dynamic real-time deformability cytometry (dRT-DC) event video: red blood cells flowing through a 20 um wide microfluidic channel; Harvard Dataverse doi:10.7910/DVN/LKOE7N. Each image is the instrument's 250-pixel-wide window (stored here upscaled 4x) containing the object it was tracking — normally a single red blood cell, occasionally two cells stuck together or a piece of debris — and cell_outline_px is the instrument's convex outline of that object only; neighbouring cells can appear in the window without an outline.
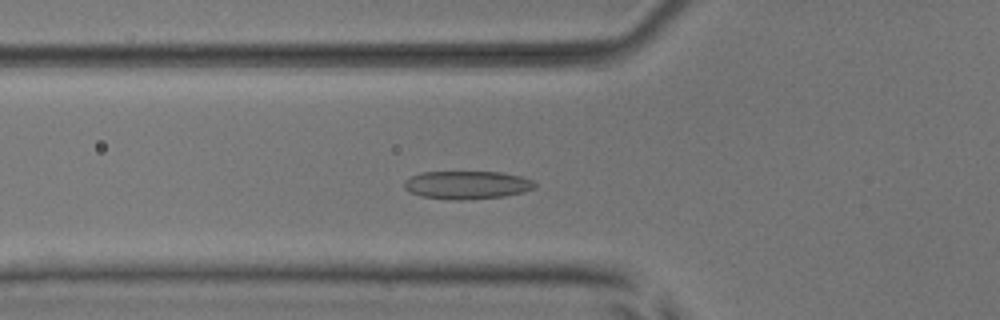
{"species": "common noctule bat (a hibernating species)", "species_latin": "Nyctalus noctula", "temperature_condition": "room temperature", "stored_images_in_passage": 52, "camera_frame_rate_fps": 3000, "um_per_image_px": 0.085, "animal": {"sex": "male", "body_mass_g": 17.9, "forearm_length_mm": 54.2}, "frame": {"image": 1, "passage_image": 18, "time_ms": 5.667, "image_size_px": [1000, 320], "cell_outline_px": [[536, 188], [524, 192], [504, 196], [460, 200], [452, 200], [420, 196], [408, 192], [404, 188], [404, 180], [420, 172], [500, 172], [520, 176], [532, 180], [536, 184]], "centroid_in_image_um": [39.67, 15.72], "position_along_channel_um": 86.1, "area_um2": 21.5}}
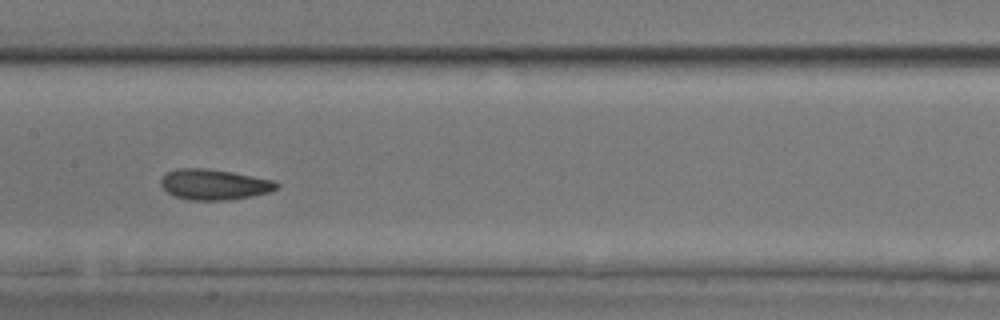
{"frame": {"image": 2, "passage_image": 26, "time_ms": 8.333, "image_size_px": [1000, 320], "cell_outline_px": [[280, 188], [268, 192], [252, 196], [228, 200], [188, 200], [176, 196], [168, 192], [160, 184], [160, 180], [168, 172], [176, 168], [204, 168], [232, 172], [272, 180], [280, 184]], "centroid_in_image_um": [18.21, 15.68], "position_along_channel_um": 189.2, "area_um2": 20.52}}
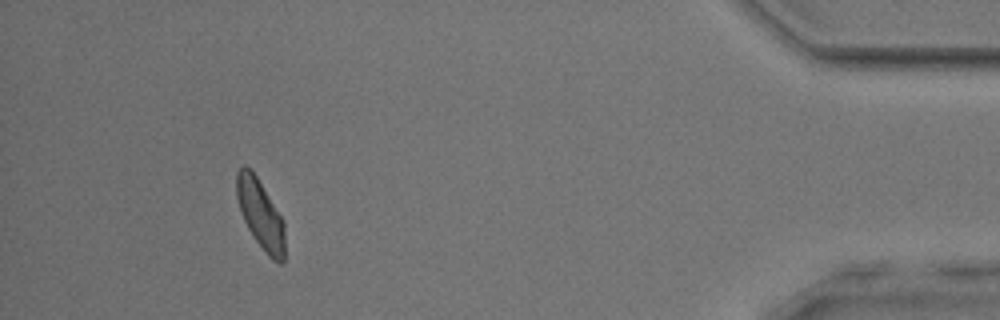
{"frame": {"image": 3, "passage_image": 48, "time_ms": 15.667, "image_size_px": [1000, 320], "cell_outline_px": [[284, 260], [280, 264], [272, 260], [268, 256], [252, 236], [244, 220], [236, 196], [236, 172], [244, 164], [256, 176], [284, 220]], "centroid_in_image_um": [22.14, 18.23], "position_along_channel_um": 413.1, "area_um2": 19.31}, "authors_computed_cell_mechanics": {"area_um2": 20.5479, "velocity_mm_per_s": 3.8696, "shape_relaxation_time_tau1_ms": 3.4784, "shape_relaxation_time_tau2_ms": 2.0925, "deformation_change_tau1": 0.1055, "deformation_change_tau2": 0.0721}}